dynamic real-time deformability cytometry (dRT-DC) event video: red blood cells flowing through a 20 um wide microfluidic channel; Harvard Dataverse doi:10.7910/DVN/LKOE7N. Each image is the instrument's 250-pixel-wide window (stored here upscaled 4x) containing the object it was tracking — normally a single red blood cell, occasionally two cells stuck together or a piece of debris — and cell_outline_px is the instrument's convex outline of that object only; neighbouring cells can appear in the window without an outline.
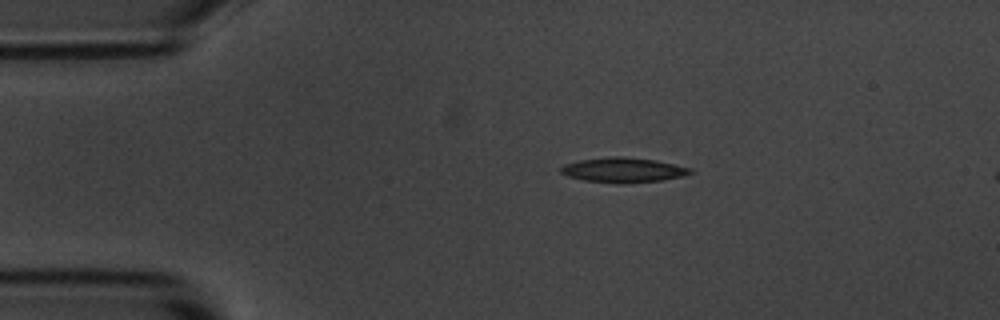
{"species": "common noctule bat (a hibernating species)", "species_latin": "Nyctalus noctula", "temperature_condition": "room temperature", "stored_images_in_passage": 5, "camera_frame_rate_fps": 3000, "um_per_image_px": 0.085, "animal": {"sex": "male", "body_mass_g": 20.1, "forearm_length_mm": 53.5}, "frame": {"image": 1, "passage_image": 3, "time_ms": 0.667, "image_size_px": [1000, 320], "cell_outline_px": [[696, 172], [684, 176], [664, 180], [616, 184], [584, 180], [568, 176], [560, 172], [560, 168], [564, 164], [580, 160], [612, 156], [624, 156], [656, 160], [692, 168]], "centroid_in_image_um": [53.02, 14.45], "position_along_channel_um": 32.0, "area_um2": 18.96}}